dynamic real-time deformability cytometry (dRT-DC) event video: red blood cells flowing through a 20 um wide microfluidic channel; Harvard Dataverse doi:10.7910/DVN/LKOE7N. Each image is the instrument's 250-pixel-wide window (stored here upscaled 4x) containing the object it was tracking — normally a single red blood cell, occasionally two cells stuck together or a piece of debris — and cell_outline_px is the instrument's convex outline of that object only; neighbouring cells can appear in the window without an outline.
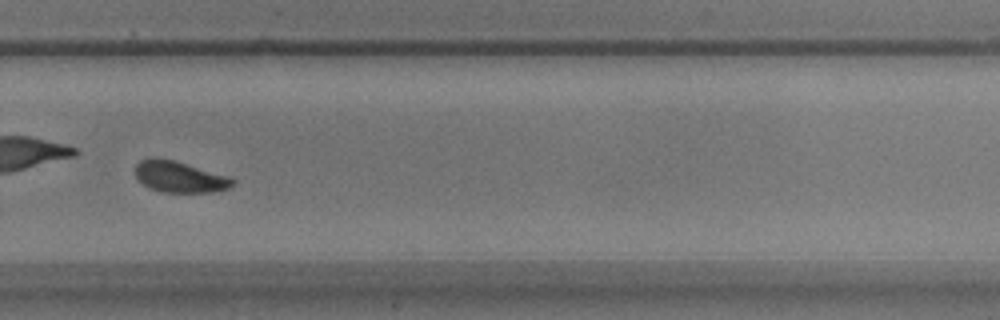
{"species": "common noctule bat (a hibernating species)", "species_latin": "Nyctalus noctula", "temperature_condition": "warm", "stored_images_in_passage": 42, "camera_frame_rate_fps": 3000, "um_per_image_px": 0.085, "animal": {"sex": "male", "body_mass_g": 17.9}, "frame": {"image": 1, "passage_image": 24, "time_ms": 7.667, "image_size_px": [1000, 320], "cell_outline_px": [[236, 180], [228, 188], [212, 192], [160, 192], [136, 180], [136, 164], [140, 160], [148, 156], [152, 156], [176, 160], [228, 176]], "centroid_in_image_um": [15.22, 15.0], "position_along_channel_um": 314.6, "area_um2": 17.86}}
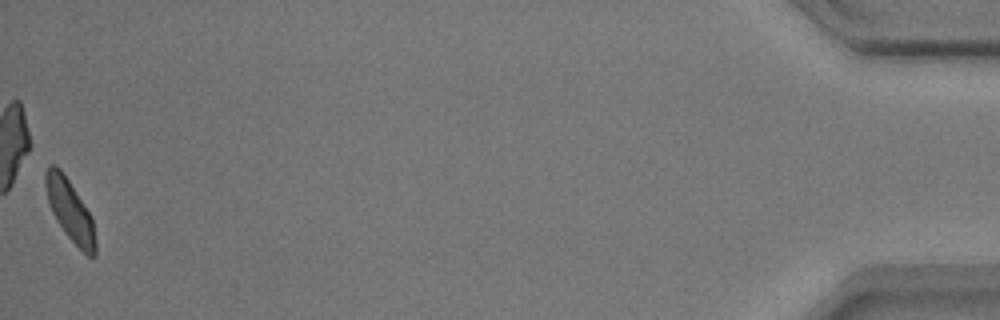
{"frame": {"image": 2, "passage_image": 42, "time_ms": 13.667, "image_size_px": [1000, 320], "cell_outline_px": [[96, 256], [88, 256], [68, 236], [56, 220], [52, 212], [48, 200], [44, 184], [44, 172], [48, 164], [56, 164], [60, 168], [92, 216], [96, 244]], "centroid_in_image_um": [5.93, 17.84], "position_along_channel_um": 429.3, "area_um2": 17.69}, "authors_computed_cell_mechanics": {"area_um2": 18.0914, "velocity_mm_per_s": 3.4991, "shape_relaxation_time_tau1_ms": 2.466, "shape_relaxation_time_tau2_ms": 1.7673, "deformation_change_tau1": 0.0977, "deformation_change_tau2": 0.0612}}